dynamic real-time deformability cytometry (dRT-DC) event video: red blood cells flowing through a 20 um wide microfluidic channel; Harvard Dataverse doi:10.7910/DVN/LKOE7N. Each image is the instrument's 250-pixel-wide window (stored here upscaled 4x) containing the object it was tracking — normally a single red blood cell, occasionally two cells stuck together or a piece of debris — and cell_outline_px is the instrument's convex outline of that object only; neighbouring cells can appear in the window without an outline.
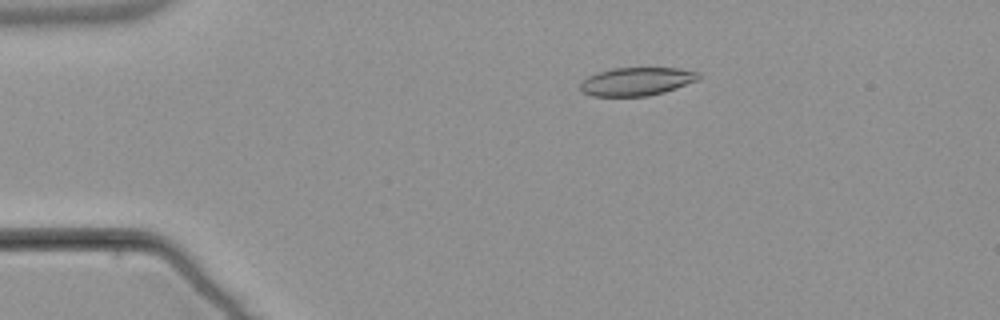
{"species": "common noctule bat (a hibernating species)", "species_latin": "Nyctalus noctula", "temperature_condition": "warm", "stored_images_in_passage": 54, "camera_frame_rate_fps": 3000, "um_per_image_px": 0.085, "animal": {"sex": "male", "body_mass_g": 21.5, "forearm_length_mm": 52.0}, "frame": {"image": 1, "passage_image": 11, "time_ms": 3.333, "image_size_px": [1000, 320], "cell_outline_px": [[700, 80], [664, 92], [648, 96], [592, 96], [580, 92], [580, 84], [588, 76], [596, 72], [612, 68], [676, 68], [700, 72]], "centroid_in_image_um": [54.11, 6.92], "position_along_channel_um": 30.9, "area_um2": 19.65}}
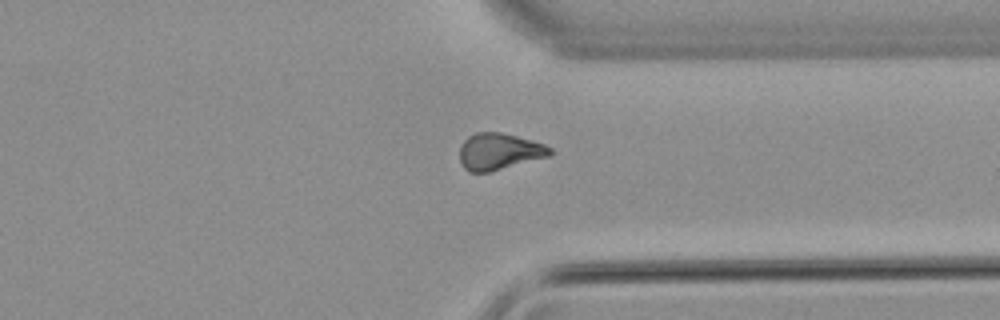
{"frame": {"image": 2, "passage_image": 42, "time_ms": 13.667, "image_size_px": [1000, 320], "cell_outline_px": [[552, 152], [548, 156], [488, 172], [468, 172], [464, 168], [460, 160], [460, 144], [468, 136], [476, 132], [500, 132], [516, 136], [544, 144], [552, 148]], "centroid_in_image_um": [42.38, 12.87], "position_along_channel_um": 369.0, "area_um2": 19.07}}
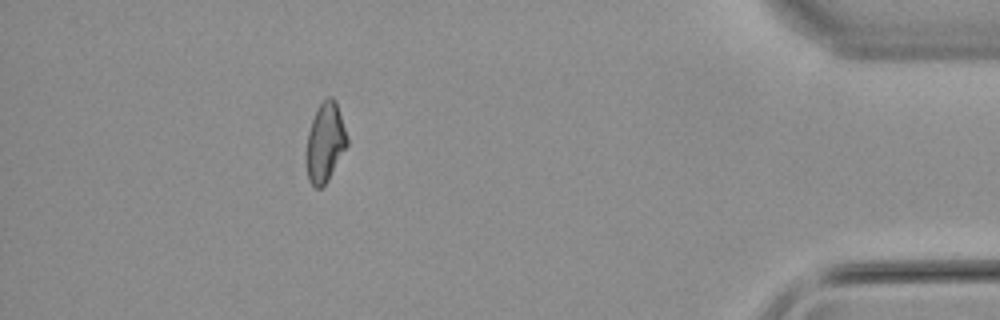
{"frame": {"image": 3, "passage_image": 49, "time_ms": 16.0, "image_size_px": [1000, 320], "cell_outline_px": [[348, 144], [328, 180], [320, 188], [316, 188], [308, 180], [304, 160], [304, 156], [308, 132], [316, 108], [328, 96], [332, 96], [336, 100], [348, 136]], "centroid_in_image_um": [27.61, 12.1], "position_along_channel_um": 407.6, "area_um2": 19.25}, "authors_computed_cell_mechanics": {"area_um2": 19.5942, "velocity_mm_per_s": 3.8171, "shape_relaxation_time_tau1_ms": null, "shape_relaxation_time_tau2_ms": 5.9508, "deformation_change_tau1": null, "deformation_change_tau2": 0.1377}}